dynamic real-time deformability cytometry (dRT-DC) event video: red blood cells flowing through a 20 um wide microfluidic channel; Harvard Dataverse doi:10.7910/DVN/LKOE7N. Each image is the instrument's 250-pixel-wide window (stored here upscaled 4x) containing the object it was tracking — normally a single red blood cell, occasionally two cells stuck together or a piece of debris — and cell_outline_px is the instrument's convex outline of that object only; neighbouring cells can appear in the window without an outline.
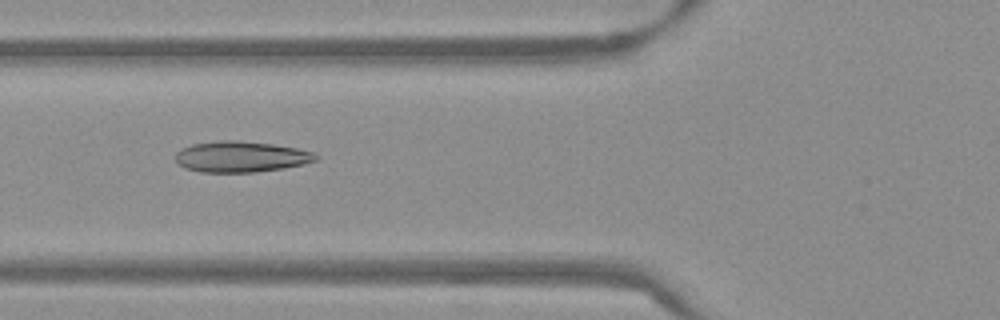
{"species": "Egyptian fruit bat (a non-hibernating species)", "species_latin": "Rousettus aegyptiacus", "temperature_condition": "warm", "stored_images_in_passage": 53, "camera_frame_rate_fps": 3000, "um_per_image_px": 0.085, "frame": {"image": 1, "passage_image": 20, "time_ms": 6.333, "image_size_px": [1000, 320], "cell_outline_px": [[320, 156], [316, 160], [304, 164], [284, 168], [256, 172], [200, 172], [184, 168], [176, 160], [176, 152], [180, 148], [192, 144], [220, 140], [236, 140], [272, 144], [296, 148], [312, 152]], "centroid_in_image_um": [20.47, 13.32], "position_along_channel_um": 105.3, "area_um2": 25.32}}
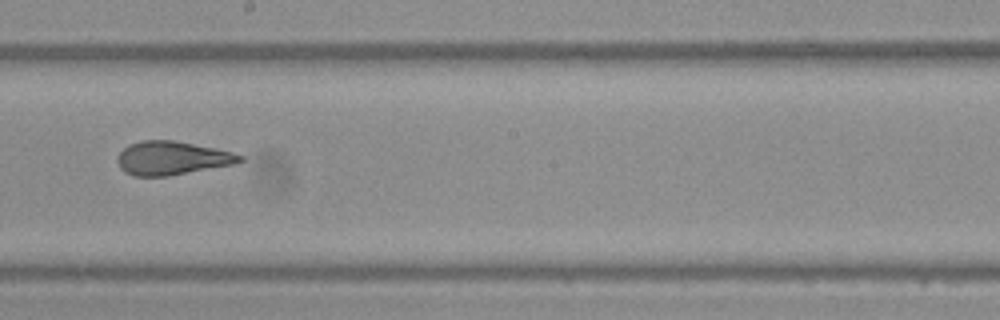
{"frame": {"image": 2, "passage_image": 30, "time_ms": 9.667, "image_size_px": [1000, 320], "cell_outline_px": [[244, 160], [232, 164], [168, 176], [132, 176], [124, 172], [120, 168], [116, 160], [116, 156], [128, 144], [144, 140], [172, 140], [232, 152], [244, 156]], "centroid_in_image_um": [14.55, 13.44], "position_along_channel_um": 233.7, "area_um2": 23.76}}
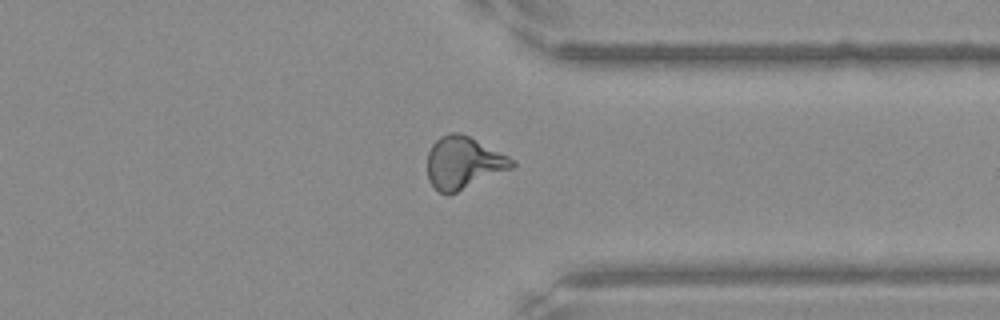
{"frame": {"image": 3, "passage_image": 41, "time_ms": 13.333, "image_size_px": [1000, 320], "cell_outline_px": [[516, 164], [512, 168], [448, 196], [440, 192], [428, 180], [428, 152], [432, 144], [440, 136], [448, 132], [460, 132], [508, 156]], "centroid_in_image_um": [39.36, 13.83], "position_along_channel_um": 372.0, "area_um2": 25.55}, "authors_computed_cell_mechanics": {"area_um2": 25.0274, "velocity_mm_per_s": 3.8353, "shape_relaxation_time_tau1_ms": null, "shape_relaxation_time_tau2_ms": 1.3152, "deformation_change_tau1": null, "deformation_change_tau2": 0.0789}}